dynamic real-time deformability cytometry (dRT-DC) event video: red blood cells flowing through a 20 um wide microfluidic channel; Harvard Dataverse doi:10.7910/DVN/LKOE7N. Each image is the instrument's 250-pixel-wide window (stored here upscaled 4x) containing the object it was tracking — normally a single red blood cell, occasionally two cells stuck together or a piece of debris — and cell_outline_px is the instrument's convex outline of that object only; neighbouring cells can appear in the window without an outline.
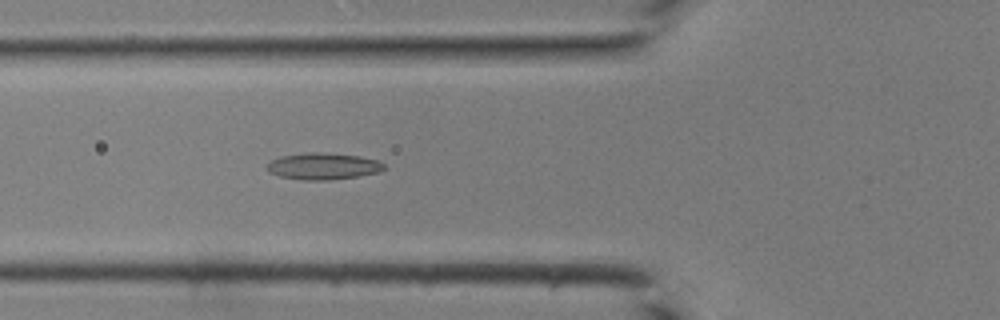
{"species": "common noctule bat (a hibernating species)", "species_latin": "Nyctalus noctula", "temperature_condition": "room temperature", "stored_images_in_passage": 42, "camera_frame_rate_fps": 3000, "um_per_image_px": 0.085, "animal": {"sex": "male", "body_mass_g": 19.0, "forearm_length_mm": 50.8}, "frame": {"image": 1, "passage_image": 16, "time_ms": 5.0, "image_size_px": [1000, 320], "cell_outline_px": [[384, 168], [380, 172], [356, 176], [328, 180], [304, 180], [280, 176], [268, 172], [264, 168], [272, 160], [280, 156], [308, 152], [316, 152], [360, 156], [380, 160], [384, 164]], "centroid_in_image_um": [27.45, 14.12], "position_along_channel_um": 98.3, "area_um2": 18.15}}
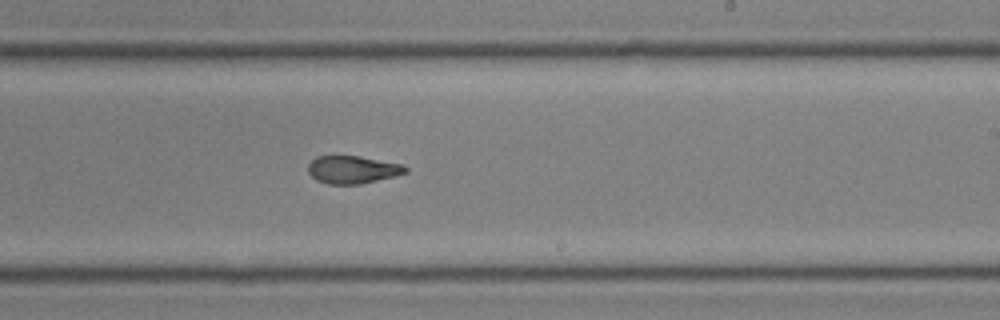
{"frame": {"image": 2, "passage_image": 26, "time_ms": 8.333, "image_size_px": [1000, 320], "cell_outline_px": [[408, 172], [396, 176], [360, 184], [328, 184], [316, 180], [308, 172], [308, 164], [316, 156], [360, 156], [404, 164], [408, 168]], "centroid_in_image_um": [30.0, 14.41], "position_along_channel_um": 259.0, "area_um2": 15.9}}
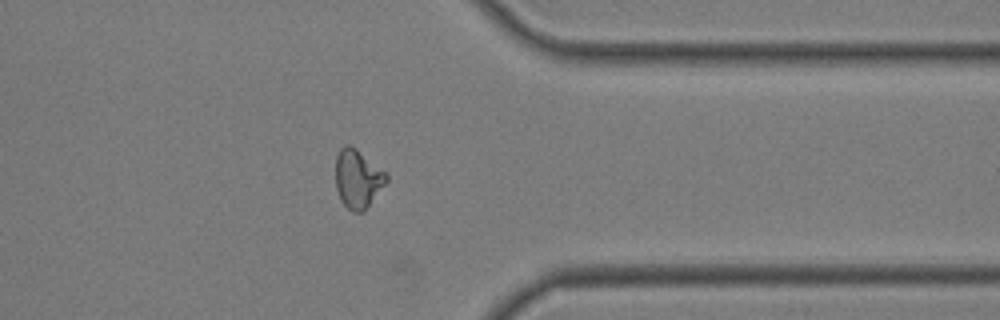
{"frame": {"image": 3, "passage_image": 34, "time_ms": 11.0, "image_size_px": [1000, 320], "cell_outline_px": [[388, 180], [368, 204], [360, 212], [352, 212], [340, 200], [336, 188], [336, 156], [340, 148], [344, 144], [348, 144], [356, 148], [384, 172], [388, 176]], "centroid_in_image_um": [30.36, 15.16], "position_along_channel_um": 381.0, "area_um2": 16.88}}